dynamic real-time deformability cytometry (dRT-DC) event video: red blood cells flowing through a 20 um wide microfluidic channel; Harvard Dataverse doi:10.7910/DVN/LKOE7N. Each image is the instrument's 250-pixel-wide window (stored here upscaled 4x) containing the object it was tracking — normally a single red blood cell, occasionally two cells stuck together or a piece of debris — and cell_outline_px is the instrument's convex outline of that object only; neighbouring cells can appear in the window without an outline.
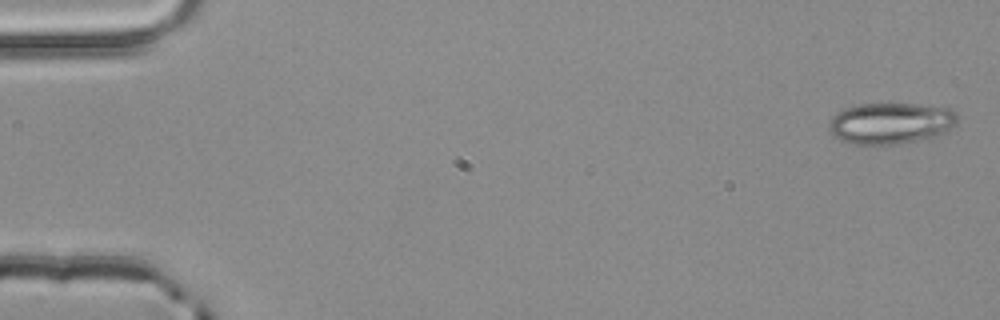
{"species": "common noctule bat (a hibernating species)", "species_latin": "Nyctalus noctula", "temperature_condition": "room temperature", "stored_images_in_passage": 3, "camera_frame_rate_fps": 3000, "um_per_image_px": 0.085, "animal": {"sex": "male", "body_mass_g": 20.4}, "frame": {"image": 1, "passage_image": 1, "time_ms": 0.0, "image_size_px": [1000, 320], "cell_outline_px": [[956, 124], [944, 132], [928, 140], [900, 144], [856, 144], [840, 140], [828, 128], [832, 116], [836, 112], [860, 104], [916, 104], [952, 108], [956, 112]], "centroid_in_image_um": [75.75, 10.48], "position_along_channel_um": 9.2, "area_um2": 30.98}}